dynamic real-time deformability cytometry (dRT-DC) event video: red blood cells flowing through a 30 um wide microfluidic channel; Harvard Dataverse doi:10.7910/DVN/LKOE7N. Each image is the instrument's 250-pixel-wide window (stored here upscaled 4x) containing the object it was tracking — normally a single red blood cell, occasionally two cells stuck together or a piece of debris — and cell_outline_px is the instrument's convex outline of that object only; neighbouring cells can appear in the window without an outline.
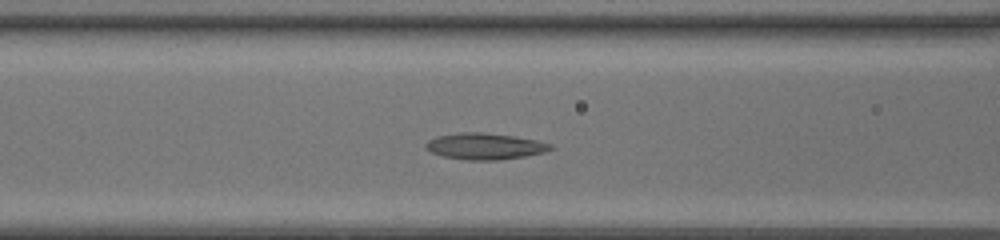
{"species": "common noctule bat (a hibernating species)", "species_latin": "Nyctalus noctula", "temperature_condition": "room temperature", "stored_images_in_passage": 38, "camera_frame_rate_fps": 3000, "um_per_image_px": 0.085, "animal": {"sex": "female", "body_mass_g": 20.0, "forearm_length_mm": 54.0}, "frame": {"image": 1, "passage_image": 12, "time_ms": 3.667, "image_size_px": [1000, 240], "cell_outline_px": [[556, 148], [544, 152], [524, 156], [496, 160], [464, 160], [444, 156], [432, 152], [424, 148], [424, 144], [428, 140], [436, 136], [460, 132], [484, 132], [516, 136], [536, 140], [552, 144]], "centroid_in_image_um": [41.21, 12.42], "position_along_channel_um": 125.4, "area_um2": 19.31}}
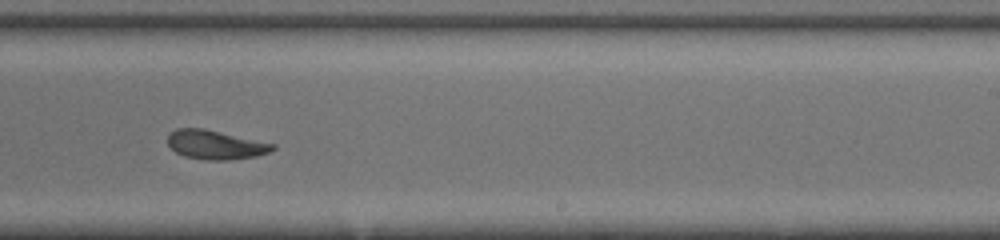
{"frame": {"image": 2, "passage_image": 22, "time_ms": 7.0, "image_size_px": [1000, 240], "cell_outline_px": [[276, 148], [268, 152], [256, 156], [228, 160], [208, 160], [184, 156], [176, 152], [168, 144], [168, 132], [176, 128], [204, 128], [276, 144]], "centroid_in_image_um": [18.3, 12.29], "position_along_channel_um": 270.7, "area_um2": 17.8}}
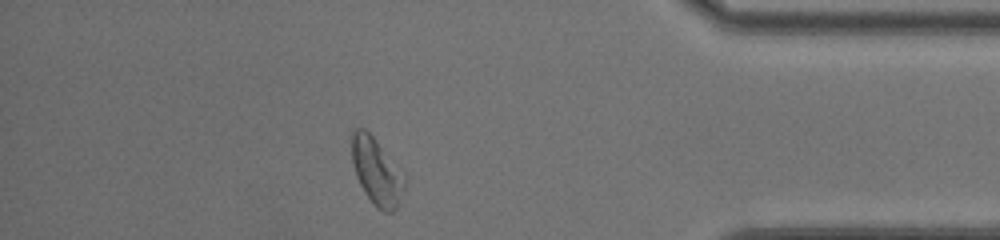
{"frame": {"image": 3, "passage_image": 33, "time_ms": 10.667, "image_size_px": [1000, 240], "cell_outline_px": [[404, 188], [400, 204], [392, 212], [384, 212], [376, 208], [372, 204], [364, 192], [356, 176], [352, 160], [352, 128], [364, 128], [372, 136], [404, 180]], "centroid_in_image_um": [31.96, 14.64], "position_along_channel_um": 403.2, "area_um2": 19.71}, "authors_computed_cell_mechanics": {"area_um2": 18.8139, "velocity_mm_per_s": 4.3688, "shape_relaxation_time_tau1_ms": 3.3923, "shape_relaxation_time_tau2_ms": 2.0754, "deformation_change_tau1": 0.1385, "deformation_change_tau2": 0.0922}}